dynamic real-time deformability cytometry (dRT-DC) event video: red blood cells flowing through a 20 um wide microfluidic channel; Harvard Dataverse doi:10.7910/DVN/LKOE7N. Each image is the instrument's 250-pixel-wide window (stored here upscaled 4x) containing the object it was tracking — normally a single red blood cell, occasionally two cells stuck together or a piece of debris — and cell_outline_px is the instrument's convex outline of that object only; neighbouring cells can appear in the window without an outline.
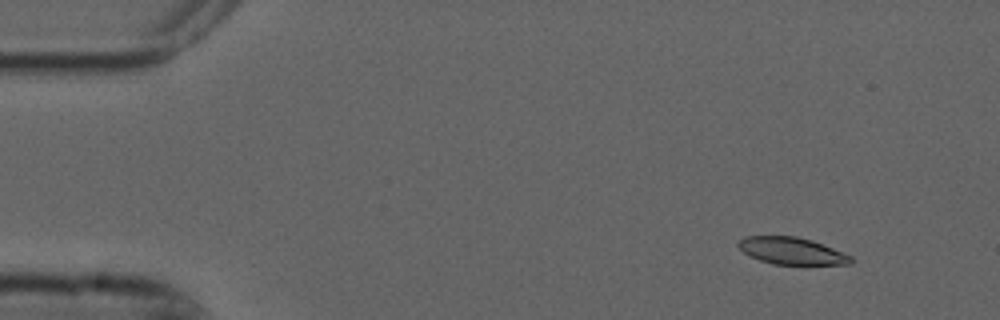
{"species": "common noctule bat (a hibernating species)", "species_latin": "Nyctalus noctula", "temperature_condition": "cold", "stored_images_in_passage": 5, "camera_frame_rate_fps": 3000, "um_per_image_px": 0.085, "animal": {"sex": "male", "forearm_length_mm": 52.5}, "frame": {"image": 1, "passage_image": 1, "time_ms": 0.0, "image_size_px": [1000, 320], "cell_outline_px": [[852, 264], [772, 264], [760, 260], [744, 252], [736, 244], [744, 236], [796, 236], [812, 240], [852, 256]], "centroid_in_image_um": [67.29, 21.32], "position_along_channel_um": 17.7, "area_um2": 17.51}}
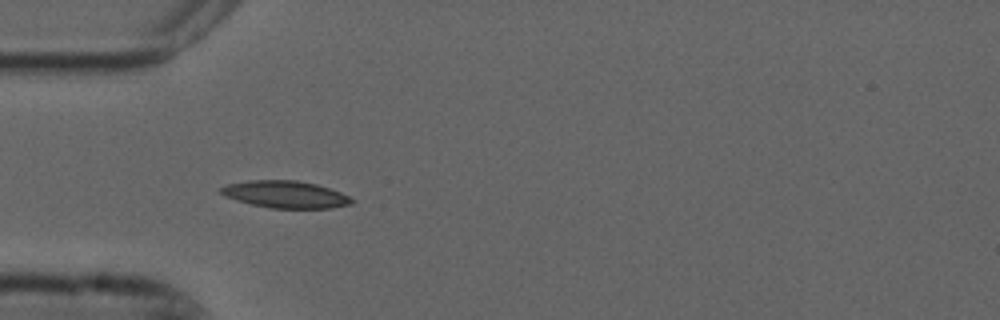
{"frame": {"image": 2, "passage_image": 4, "time_ms": 1.0, "image_size_px": [1000, 320], "cell_outline_px": [[356, 200], [352, 204], [332, 208], [268, 208], [236, 200], [224, 196], [216, 188], [228, 184], [248, 180], [296, 180], [316, 184], [340, 192]], "centroid_in_image_um": [24.24, 16.52], "position_along_channel_um": 60.8, "area_um2": 20.81}}
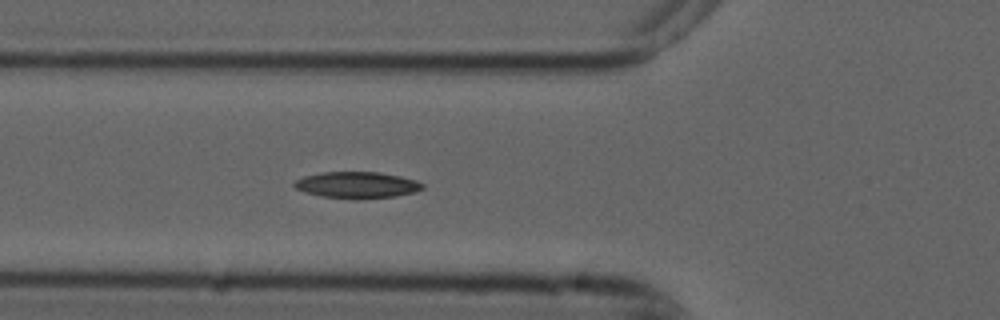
{"frame": {"image": 3, "passage_image": 5, "time_ms": 1.333, "image_size_px": [1000, 320], "cell_outline_px": [[424, 188], [412, 192], [396, 196], [360, 200], [320, 196], [304, 192], [296, 188], [292, 184], [296, 180], [304, 176], [320, 172], [380, 172], [400, 176], [416, 180], [424, 184]], "centroid_in_image_um": [30.33, 15.73], "position_along_channel_um": 95.5, "area_um2": 19.94}}